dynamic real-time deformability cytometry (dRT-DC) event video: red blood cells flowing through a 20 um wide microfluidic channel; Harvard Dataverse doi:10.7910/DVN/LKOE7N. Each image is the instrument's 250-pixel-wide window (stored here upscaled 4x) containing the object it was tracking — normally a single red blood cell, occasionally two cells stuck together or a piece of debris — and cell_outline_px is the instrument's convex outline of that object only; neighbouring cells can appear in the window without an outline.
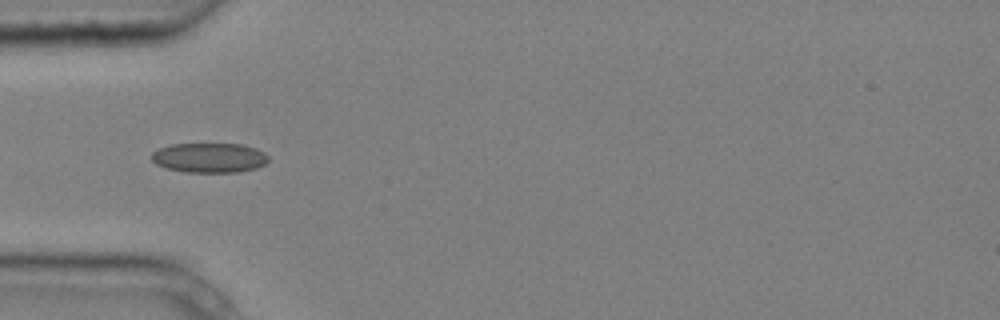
{"species": "common noctule bat (a hibernating species)", "species_latin": "Nyctalus noctula", "temperature_condition": "cold", "stored_images_in_passage": 6, "camera_frame_rate_fps": 3000, "um_per_image_px": 0.085, "animal": {"sex": "male", "body_mass_g": 20.4}, "frame": {"image": 1, "passage_image": 4, "time_ms": 1.0, "image_size_px": [1000, 320], "cell_outline_px": [[268, 160], [264, 164], [256, 168], [240, 172], [184, 172], [168, 168], [156, 164], [152, 160], [152, 152], [160, 148], [172, 144], [240, 144], [256, 148], [264, 152], [268, 156]], "centroid_in_image_um": [17.81, 13.41], "position_along_channel_um": 67.2, "area_um2": 20.17}}
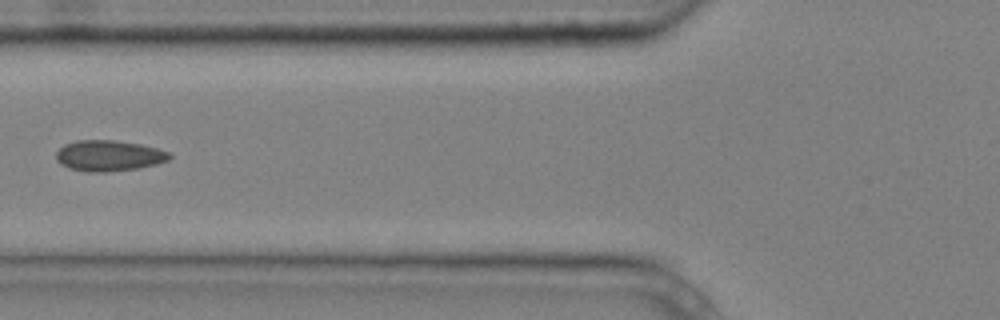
{"frame": {"image": 2, "passage_image": 5, "time_ms": 1.333, "image_size_px": [1000, 320], "cell_outline_px": [[172, 156], [168, 160], [156, 164], [136, 168], [108, 172], [88, 172], [68, 168], [60, 164], [56, 160], [56, 152], [64, 144], [76, 140], [112, 140], [140, 144], [156, 148], [168, 152]], "centroid_in_image_um": [9.21, 13.23], "position_along_channel_um": 116.6, "area_um2": 20.35}}
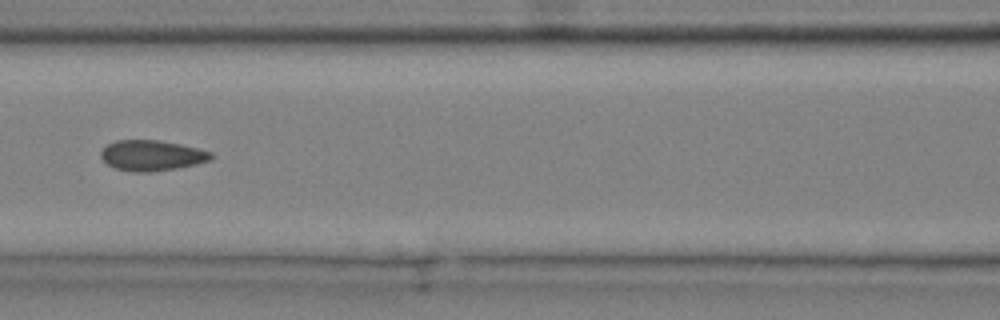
{"frame": {"image": 3, "passage_image": 6, "time_ms": 1.667, "image_size_px": [1000, 320], "cell_outline_px": [[216, 156], [212, 160], [196, 164], [176, 168], [152, 172], [132, 172], [116, 168], [108, 164], [100, 156], [100, 152], [108, 144], [116, 140], [160, 140], [200, 148], [212, 152]], "centroid_in_image_um": [12.96, 13.21], "position_along_channel_um": 153.6, "area_um2": 19.77}}